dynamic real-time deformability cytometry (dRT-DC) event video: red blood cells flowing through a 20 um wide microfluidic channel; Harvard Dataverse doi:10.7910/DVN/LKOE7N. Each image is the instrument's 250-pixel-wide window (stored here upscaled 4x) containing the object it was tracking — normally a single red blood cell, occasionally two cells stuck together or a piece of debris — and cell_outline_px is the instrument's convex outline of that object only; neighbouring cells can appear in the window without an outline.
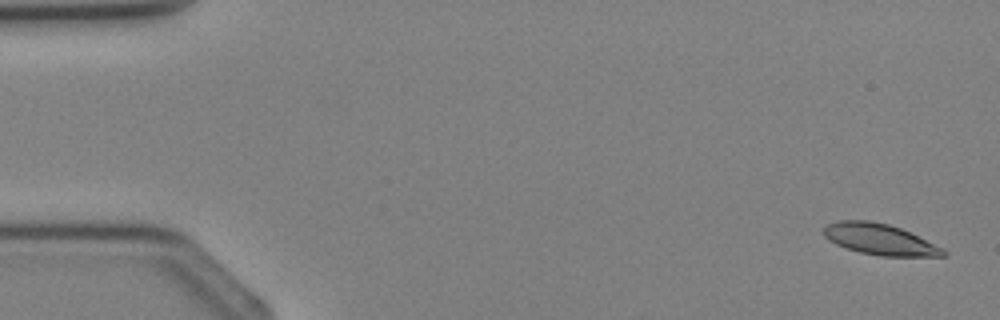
{"species": "Egyptian fruit bat (a non-hibernating species)", "species_latin": "Rousettus aegyptiacus", "temperature_condition": "cold", "stored_images_in_passage": 4, "camera_frame_rate_fps": 3000, "um_per_image_px": 0.085, "animal": {"sex": "female"}, "frame": {"image": 1, "passage_image": 1, "time_ms": 0.0, "image_size_px": [1000, 320], "cell_outline_px": [[948, 252], [944, 256], [880, 256], [860, 252], [844, 248], [828, 240], [824, 236], [824, 228], [828, 224], [840, 220], [868, 220], [888, 224], [900, 228], [944, 248]], "centroid_in_image_um": [74.77, 20.35], "position_along_channel_um": 10.2, "area_um2": 21.56}}